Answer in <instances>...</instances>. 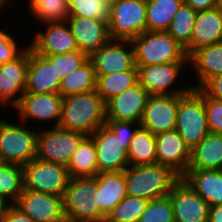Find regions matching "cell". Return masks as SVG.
Wrapping results in <instances>:
<instances>
[{
  "instance_id": "1",
  "label": "cell",
  "mask_w": 222,
  "mask_h": 222,
  "mask_svg": "<svg viewBox=\"0 0 222 222\" xmlns=\"http://www.w3.org/2000/svg\"><path fill=\"white\" fill-rule=\"evenodd\" d=\"M105 122V102L96 89L63 97L60 127L90 136Z\"/></svg>"
},
{
  "instance_id": "2",
  "label": "cell",
  "mask_w": 222,
  "mask_h": 222,
  "mask_svg": "<svg viewBox=\"0 0 222 222\" xmlns=\"http://www.w3.org/2000/svg\"><path fill=\"white\" fill-rule=\"evenodd\" d=\"M97 175L70 178L63 196L64 215L69 222H105L101 211Z\"/></svg>"
},
{
  "instance_id": "3",
  "label": "cell",
  "mask_w": 222,
  "mask_h": 222,
  "mask_svg": "<svg viewBox=\"0 0 222 222\" xmlns=\"http://www.w3.org/2000/svg\"><path fill=\"white\" fill-rule=\"evenodd\" d=\"M127 195L152 200L167 196L180 179L170 168L159 163L128 166L124 170Z\"/></svg>"
},
{
  "instance_id": "4",
  "label": "cell",
  "mask_w": 222,
  "mask_h": 222,
  "mask_svg": "<svg viewBox=\"0 0 222 222\" xmlns=\"http://www.w3.org/2000/svg\"><path fill=\"white\" fill-rule=\"evenodd\" d=\"M131 43L136 66L188 62L185 49L167 31H145Z\"/></svg>"
},
{
  "instance_id": "5",
  "label": "cell",
  "mask_w": 222,
  "mask_h": 222,
  "mask_svg": "<svg viewBox=\"0 0 222 222\" xmlns=\"http://www.w3.org/2000/svg\"><path fill=\"white\" fill-rule=\"evenodd\" d=\"M7 119H0V161L26 165L36 157L38 129L27 127L20 120L17 124Z\"/></svg>"
},
{
  "instance_id": "6",
  "label": "cell",
  "mask_w": 222,
  "mask_h": 222,
  "mask_svg": "<svg viewBox=\"0 0 222 222\" xmlns=\"http://www.w3.org/2000/svg\"><path fill=\"white\" fill-rule=\"evenodd\" d=\"M175 130L192 150L210 131L204 105V92L191 89L178 95V111Z\"/></svg>"
},
{
  "instance_id": "7",
  "label": "cell",
  "mask_w": 222,
  "mask_h": 222,
  "mask_svg": "<svg viewBox=\"0 0 222 222\" xmlns=\"http://www.w3.org/2000/svg\"><path fill=\"white\" fill-rule=\"evenodd\" d=\"M111 39L132 40L147 31L146 0H116L110 3Z\"/></svg>"
},
{
  "instance_id": "8",
  "label": "cell",
  "mask_w": 222,
  "mask_h": 222,
  "mask_svg": "<svg viewBox=\"0 0 222 222\" xmlns=\"http://www.w3.org/2000/svg\"><path fill=\"white\" fill-rule=\"evenodd\" d=\"M88 136L60 126L38 128L36 158L67 166L72 155Z\"/></svg>"
},
{
  "instance_id": "9",
  "label": "cell",
  "mask_w": 222,
  "mask_h": 222,
  "mask_svg": "<svg viewBox=\"0 0 222 222\" xmlns=\"http://www.w3.org/2000/svg\"><path fill=\"white\" fill-rule=\"evenodd\" d=\"M186 66L188 62L136 66L138 82L150 95H185L192 89L190 84L176 83L184 80L181 74H187Z\"/></svg>"
},
{
  "instance_id": "10",
  "label": "cell",
  "mask_w": 222,
  "mask_h": 222,
  "mask_svg": "<svg viewBox=\"0 0 222 222\" xmlns=\"http://www.w3.org/2000/svg\"><path fill=\"white\" fill-rule=\"evenodd\" d=\"M22 168L24 189L64 196L71 178L67 166L35 157Z\"/></svg>"
},
{
  "instance_id": "11",
  "label": "cell",
  "mask_w": 222,
  "mask_h": 222,
  "mask_svg": "<svg viewBox=\"0 0 222 222\" xmlns=\"http://www.w3.org/2000/svg\"><path fill=\"white\" fill-rule=\"evenodd\" d=\"M90 137L95 142L98 173L124 171L129 166L128 147L131 141H123L106 124L96 129Z\"/></svg>"
},
{
  "instance_id": "12",
  "label": "cell",
  "mask_w": 222,
  "mask_h": 222,
  "mask_svg": "<svg viewBox=\"0 0 222 222\" xmlns=\"http://www.w3.org/2000/svg\"><path fill=\"white\" fill-rule=\"evenodd\" d=\"M63 97L60 94L24 93L20 102L13 108L22 122L41 121L46 124L53 121V127L59 126L62 111ZM45 122V123H44Z\"/></svg>"
},
{
  "instance_id": "13",
  "label": "cell",
  "mask_w": 222,
  "mask_h": 222,
  "mask_svg": "<svg viewBox=\"0 0 222 222\" xmlns=\"http://www.w3.org/2000/svg\"><path fill=\"white\" fill-rule=\"evenodd\" d=\"M44 29L34 33L28 46L39 55H56L79 50L67 21L44 23ZM47 25V26H46ZM44 31V32H43Z\"/></svg>"
},
{
  "instance_id": "14",
  "label": "cell",
  "mask_w": 222,
  "mask_h": 222,
  "mask_svg": "<svg viewBox=\"0 0 222 222\" xmlns=\"http://www.w3.org/2000/svg\"><path fill=\"white\" fill-rule=\"evenodd\" d=\"M168 195L175 222H208L210 206L182 178L172 186Z\"/></svg>"
},
{
  "instance_id": "15",
  "label": "cell",
  "mask_w": 222,
  "mask_h": 222,
  "mask_svg": "<svg viewBox=\"0 0 222 222\" xmlns=\"http://www.w3.org/2000/svg\"><path fill=\"white\" fill-rule=\"evenodd\" d=\"M90 59L96 75L137 70L134 49L130 40L110 39Z\"/></svg>"
},
{
  "instance_id": "16",
  "label": "cell",
  "mask_w": 222,
  "mask_h": 222,
  "mask_svg": "<svg viewBox=\"0 0 222 222\" xmlns=\"http://www.w3.org/2000/svg\"><path fill=\"white\" fill-rule=\"evenodd\" d=\"M34 222H61L64 215L63 197L23 189L14 203Z\"/></svg>"
},
{
  "instance_id": "17",
  "label": "cell",
  "mask_w": 222,
  "mask_h": 222,
  "mask_svg": "<svg viewBox=\"0 0 222 222\" xmlns=\"http://www.w3.org/2000/svg\"><path fill=\"white\" fill-rule=\"evenodd\" d=\"M29 46L15 60L0 66V106L14 108L25 93Z\"/></svg>"
},
{
  "instance_id": "18",
  "label": "cell",
  "mask_w": 222,
  "mask_h": 222,
  "mask_svg": "<svg viewBox=\"0 0 222 222\" xmlns=\"http://www.w3.org/2000/svg\"><path fill=\"white\" fill-rule=\"evenodd\" d=\"M178 95H150L140 125L157 135L175 129Z\"/></svg>"
},
{
  "instance_id": "19",
  "label": "cell",
  "mask_w": 222,
  "mask_h": 222,
  "mask_svg": "<svg viewBox=\"0 0 222 222\" xmlns=\"http://www.w3.org/2000/svg\"><path fill=\"white\" fill-rule=\"evenodd\" d=\"M149 96L137 82L105 103L106 120L140 123Z\"/></svg>"
},
{
  "instance_id": "20",
  "label": "cell",
  "mask_w": 222,
  "mask_h": 222,
  "mask_svg": "<svg viewBox=\"0 0 222 222\" xmlns=\"http://www.w3.org/2000/svg\"><path fill=\"white\" fill-rule=\"evenodd\" d=\"M157 163L170 168L180 178L190 163L191 150L174 129L155 135Z\"/></svg>"
},
{
  "instance_id": "21",
  "label": "cell",
  "mask_w": 222,
  "mask_h": 222,
  "mask_svg": "<svg viewBox=\"0 0 222 222\" xmlns=\"http://www.w3.org/2000/svg\"><path fill=\"white\" fill-rule=\"evenodd\" d=\"M67 22L75 37L78 49L83 51L89 58L111 39L107 21L69 16Z\"/></svg>"
},
{
  "instance_id": "22",
  "label": "cell",
  "mask_w": 222,
  "mask_h": 222,
  "mask_svg": "<svg viewBox=\"0 0 222 222\" xmlns=\"http://www.w3.org/2000/svg\"><path fill=\"white\" fill-rule=\"evenodd\" d=\"M61 80L54 71V64L29 47V65L27 69L25 93L59 94Z\"/></svg>"
},
{
  "instance_id": "23",
  "label": "cell",
  "mask_w": 222,
  "mask_h": 222,
  "mask_svg": "<svg viewBox=\"0 0 222 222\" xmlns=\"http://www.w3.org/2000/svg\"><path fill=\"white\" fill-rule=\"evenodd\" d=\"M188 65L193 68L189 70H193L197 80L196 85L189 82L192 89H198L208 79L222 74V41L194 50L188 56Z\"/></svg>"
},
{
  "instance_id": "24",
  "label": "cell",
  "mask_w": 222,
  "mask_h": 222,
  "mask_svg": "<svg viewBox=\"0 0 222 222\" xmlns=\"http://www.w3.org/2000/svg\"><path fill=\"white\" fill-rule=\"evenodd\" d=\"M181 178L209 206L222 204V170L188 169Z\"/></svg>"
},
{
  "instance_id": "25",
  "label": "cell",
  "mask_w": 222,
  "mask_h": 222,
  "mask_svg": "<svg viewBox=\"0 0 222 222\" xmlns=\"http://www.w3.org/2000/svg\"><path fill=\"white\" fill-rule=\"evenodd\" d=\"M222 41V10L216 7L197 12L193 27L191 53L203 46Z\"/></svg>"
},
{
  "instance_id": "26",
  "label": "cell",
  "mask_w": 222,
  "mask_h": 222,
  "mask_svg": "<svg viewBox=\"0 0 222 222\" xmlns=\"http://www.w3.org/2000/svg\"><path fill=\"white\" fill-rule=\"evenodd\" d=\"M101 211L107 216L127 196L124 171H103L97 174Z\"/></svg>"
},
{
  "instance_id": "27",
  "label": "cell",
  "mask_w": 222,
  "mask_h": 222,
  "mask_svg": "<svg viewBox=\"0 0 222 222\" xmlns=\"http://www.w3.org/2000/svg\"><path fill=\"white\" fill-rule=\"evenodd\" d=\"M188 169L222 170V135L209 132L192 150Z\"/></svg>"
},
{
  "instance_id": "28",
  "label": "cell",
  "mask_w": 222,
  "mask_h": 222,
  "mask_svg": "<svg viewBox=\"0 0 222 222\" xmlns=\"http://www.w3.org/2000/svg\"><path fill=\"white\" fill-rule=\"evenodd\" d=\"M129 166L148 165L157 163L155 135L140 126L129 143Z\"/></svg>"
},
{
  "instance_id": "29",
  "label": "cell",
  "mask_w": 222,
  "mask_h": 222,
  "mask_svg": "<svg viewBox=\"0 0 222 222\" xmlns=\"http://www.w3.org/2000/svg\"><path fill=\"white\" fill-rule=\"evenodd\" d=\"M69 175L74 177H95L98 174L95 142L88 136L72 155L67 165Z\"/></svg>"
},
{
  "instance_id": "30",
  "label": "cell",
  "mask_w": 222,
  "mask_h": 222,
  "mask_svg": "<svg viewBox=\"0 0 222 222\" xmlns=\"http://www.w3.org/2000/svg\"><path fill=\"white\" fill-rule=\"evenodd\" d=\"M184 0H146L147 31H167Z\"/></svg>"
},
{
  "instance_id": "31",
  "label": "cell",
  "mask_w": 222,
  "mask_h": 222,
  "mask_svg": "<svg viewBox=\"0 0 222 222\" xmlns=\"http://www.w3.org/2000/svg\"><path fill=\"white\" fill-rule=\"evenodd\" d=\"M96 73L92 60L89 58L79 68L61 80L59 94L62 97L93 91L96 89Z\"/></svg>"
},
{
  "instance_id": "32",
  "label": "cell",
  "mask_w": 222,
  "mask_h": 222,
  "mask_svg": "<svg viewBox=\"0 0 222 222\" xmlns=\"http://www.w3.org/2000/svg\"><path fill=\"white\" fill-rule=\"evenodd\" d=\"M96 77V91L105 103L138 82L137 70L96 75Z\"/></svg>"
},
{
  "instance_id": "33",
  "label": "cell",
  "mask_w": 222,
  "mask_h": 222,
  "mask_svg": "<svg viewBox=\"0 0 222 222\" xmlns=\"http://www.w3.org/2000/svg\"><path fill=\"white\" fill-rule=\"evenodd\" d=\"M197 12L185 3L175 14L167 32L185 49L187 56L191 54L193 27Z\"/></svg>"
},
{
  "instance_id": "34",
  "label": "cell",
  "mask_w": 222,
  "mask_h": 222,
  "mask_svg": "<svg viewBox=\"0 0 222 222\" xmlns=\"http://www.w3.org/2000/svg\"><path fill=\"white\" fill-rule=\"evenodd\" d=\"M29 1V2H28ZM28 7L31 10V16H34L40 22H62L67 21L69 17L67 0H28Z\"/></svg>"
},
{
  "instance_id": "35",
  "label": "cell",
  "mask_w": 222,
  "mask_h": 222,
  "mask_svg": "<svg viewBox=\"0 0 222 222\" xmlns=\"http://www.w3.org/2000/svg\"><path fill=\"white\" fill-rule=\"evenodd\" d=\"M24 189L23 168L17 164L0 162V194L13 203Z\"/></svg>"
},
{
  "instance_id": "36",
  "label": "cell",
  "mask_w": 222,
  "mask_h": 222,
  "mask_svg": "<svg viewBox=\"0 0 222 222\" xmlns=\"http://www.w3.org/2000/svg\"><path fill=\"white\" fill-rule=\"evenodd\" d=\"M149 200L127 195L107 215L105 222H138Z\"/></svg>"
},
{
  "instance_id": "37",
  "label": "cell",
  "mask_w": 222,
  "mask_h": 222,
  "mask_svg": "<svg viewBox=\"0 0 222 222\" xmlns=\"http://www.w3.org/2000/svg\"><path fill=\"white\" fill-rule=\"evenodd\" d=\"M69 16L107 21L110 3L106 0H68Z\"/></svg>"
},
{
  "instance_id": "38",
  "label": "cell",
  "mask_w": 222,
  "mask_h": 222,
  "mask_svg": "<svg viewBox=\"0 0 222 222\" xmlns=\"http://www.w3.org/2000/svg\"><path fill=\"white\" fill-rule=\"evenodd\" d=\"M45 57L51 64H54V71L60 80L66 78L89 59L81 50L56 55H45Z\"/></svg>"
},
{
  "instance_id": "39",
  "label": "cell",
  "mask_w": 222,
  "mask_h": 222,
  "mask_svg": "<svg viewBox=\"0 0 222 222\" xmlns=\"http://www.w3.org/2000/svg\"><path fill=\"white\" fill-rule=\"evenodd\" d=\"M138 222H175L169 195L149 200Z\"/></svg>"
},
{
  "instance_id": "40",
  "label": "cell",
  "mask_w": 222,
  "mask_h": 222,
  "mask_svg": "<svg viewBox=\"0 0 222 222\" xmlns=\"http://www.w3.org/2000/svg\"><path fill=\"white\" fill-rule=\"evenodd\" d=\"M7 31L9 30H6V27L5 30L0 29V66L15 60L28 48L26 44L20 47L22 43L17 42V36L13 37L14 34Z\"/></svg>"
},
{
  "instance_id": "41",
  "label": "cell",
  "mask_w": 222,
  "mask_h": 222,
  "mask_svg": "<svg viewBox=\"0 0 222 222\" xmlns=\"http://www.w3.org/2000/svg\"><path fill=\"white\" fill-rule=\"evenodd\" d=\"M204 105L209 131L222 135V101L208 97L204 93Z\"/></svg>"
},
{
  "instance_id": "42",
  "label": "cell",
  "mask_w": 222,
  "mask_h": 222,
  "mask_svg": "<svg viewBox=\"0 0 222 222\" xmlns=\"http://www.w3.org/2000/svg\"><path fill=\"white\" fill-rule=\"evenodd\" d=\"M105 124L123 141H131L140 123L117 120H106Z\"/></svg>"
},
{
  "instance_id": "43",
  "label": "cell",
  "mask_w": 222,
  "mask_h": 222,
  "mask_svg": "<svg viewBox=\"0 0 222 222\" xmlns=\"http://www.w3.org/2000/svg\"><path fill=\"white\" fill-rule=\"evenodd\" d=\"M200 89L215 100L222 101V74L208 79Z\"/></svg>"
},
{
  "instance_id": "44",
  "label": "cell",
  "mask_w": 222,
  "mask_h": 222,
  "mask_svg": "<svg viewBox=\"0 0 222 222\" xmlns=\"http://www.w3.org/2000/svg\"><path fill=\"white\" fill-rule=\"evenodd\" d=\"M2 222H34L32 218L27 216L18 206L13 204L8 212L6 217Z\"/></svg>"
},
{
  "instance_id": "45",
  "label": "cell",
  "mask_w": 222,
  "mask_h": 222,
  "mask_svg": "<svg viewBox=\"0 0 222 222\" xmlns=\"http://www.w3.org/2000/svg\"><path fill=\"white\" fill-rule=\"evenodd\" d=\"M184 3L199 12L219 7L220 0H184Z\"/></svg>"
},
{
  "instance_id": "46",
  "label": "cell",
  "mask_w": 222,
  "mask_h": 222,
  "mask_svg": "<svg viewBox=\"0 0 222 222\" xmlns=\"http://www.w3.org/2000/svg\"><path fill=\"white\" fill-rule=\"evenodd\" d=\"M208 222H222V204L210 206Z\"/></svg>"
},
{
  "instance_id": "47",
  "label": "cell",
  "mask_w": 222,
  "mask_h": 222,
  "mask_svg": "<svg viewBox=\"0 0 222 222\" xmlns=\"http://www.w3.org/2000/svg\"><path fill=\"white\" fill-rule=\"evenodd\" d=\"M14 203L8 199L6 196L0 194V222L4 220L7 215L9 208Z\"/></svg>"
},
{
  "instance_id": "48",
  "label": "cell",
  "mask_w": 222,
  "mask_h": 222,
  "mask_svg": "<svg viewBox=\"0 0 222 222\" xmlns=\"http://www.w3.org/2000/svg\"><path fill=\"white\" fill-rule=\"evenodd\" d=\"M10 1L11 0H0V11L4 10L3 7L6 9V6L8 7L9 4H10L9 6H11L12 3H8Z\"/></svg>"
},
{
  "instance_id": "49",
  "label": "cell",
  "mask_w": 222,
  "mask_h": 222,
  "mask_svg": "<svg viewBox=\"0 0 222 222\" xmlns=\"http://www.w3.org/2000/svg\"><path fill=\"white\" fill-rule=\"evenodd\" d=\"M219 7H220L221 10H222V0H220V5H219Z\"/></svg>"
},
{
  "instance_id": "50",
  "label": "cell",
  "mask_w": 222,
  "mask_h": 222,
  "mask_svg": "<svg viewBox=\"0 0 222 222\" xmlns=\"http://www.w3.org/2000/svg\"><path fill=\"white\" fill-rule=\"evenodd\" d=\"M106 1H108L109 3H111V2L116 1V0H106Z\"/></svg>"
}]
</instances>
